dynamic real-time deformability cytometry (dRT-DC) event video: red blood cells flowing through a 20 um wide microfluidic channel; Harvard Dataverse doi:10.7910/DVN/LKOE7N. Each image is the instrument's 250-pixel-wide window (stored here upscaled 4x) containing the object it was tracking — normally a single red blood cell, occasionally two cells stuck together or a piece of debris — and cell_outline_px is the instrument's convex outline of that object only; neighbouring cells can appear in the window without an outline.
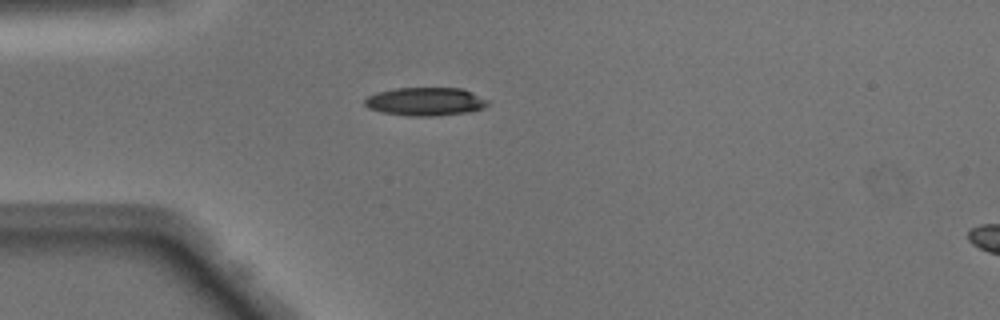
{"species": "Egyptian fruit bat (a non-hibernating species)", "species_latin": "Rousettus aegyptiacus", "temperature_condition": "warm", "stored_images_in_passage": 32, "camera_frame_rate_fps": 3000, "um_per_image_px": 0.085, "animal": {"sex": "male"}, "frame": {"image": 1, "passage_image": 1, "time_ms": 0.0, "image_size_px": [1000, 320], "cell_outline_px": [[488, 104], [484, 108], [468, 112], [436, 116], [408, 116], [384, 112], [368, 108], [364, 104], [364, 100], [368, 96], [376, 92], [396, 88], [464, 88], [488, 100]], "centroid_in_image_um": [36.17, 8.63], "position_along_channel_um": 48.8, "area_um2": 20.35}}
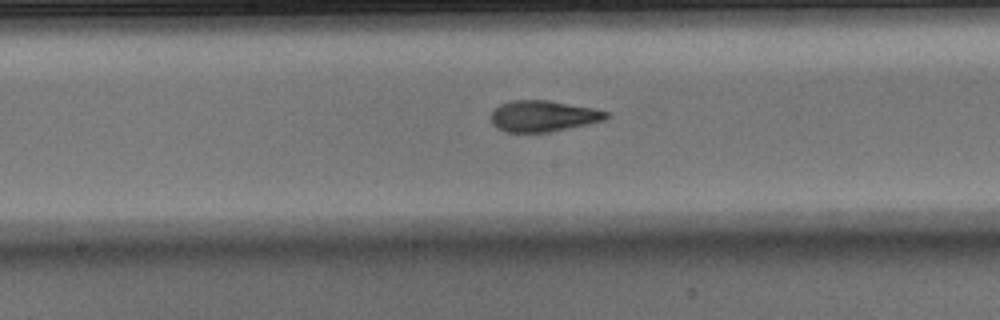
{"frame": {"image": 2, "passage_image": 13, "time_ms": 4.0, "image_size_px": [1000, 320], "cell_outline_px": [[608, 116], [604, 120], [588, 124], [548, 132], [508, 132], [496, 128], [492, 124], [492, 112], [500, 104], [512, 100], [548, 100], [592, 108], [608, 112]], "centroid_in_image_um": [46.15, 9.86], "position_along_channel_um": 202.1, "area_um2": 20.69}}
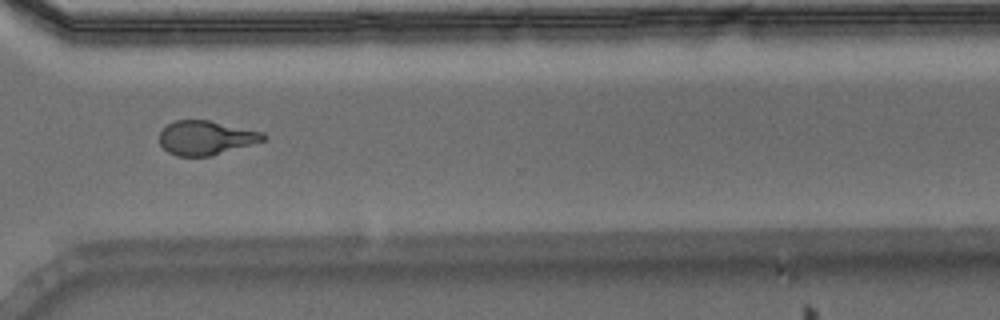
{"frame": {"image": 3, "passage_image": 24, "time_ms": 7.667, "image_size_px": [1000, 320], "cell_outline_px": [[268, 136], [264, 140], [212, 156], [176, 156], [168, 152], [160, 144], [160, 132], [168, 124], [176, 120], [208, 120], [264, 132]], "centroid_in_image_um": [17.51, 11.71], "position_along_channel_um": 353.1, "area_um2": 20.58}, "authors_computed_cell_mechanics": {"area_um2": 20.7502, "velocity_mm_per_s": 4.1302, "shape_relaxation_time_tau1_ms": 3.8002, "shape_relaxation_time_tau2_ms": 1.6306, "deformation_change_tau1": 0.1968, "deformation_change_tau2": 0.1015}}